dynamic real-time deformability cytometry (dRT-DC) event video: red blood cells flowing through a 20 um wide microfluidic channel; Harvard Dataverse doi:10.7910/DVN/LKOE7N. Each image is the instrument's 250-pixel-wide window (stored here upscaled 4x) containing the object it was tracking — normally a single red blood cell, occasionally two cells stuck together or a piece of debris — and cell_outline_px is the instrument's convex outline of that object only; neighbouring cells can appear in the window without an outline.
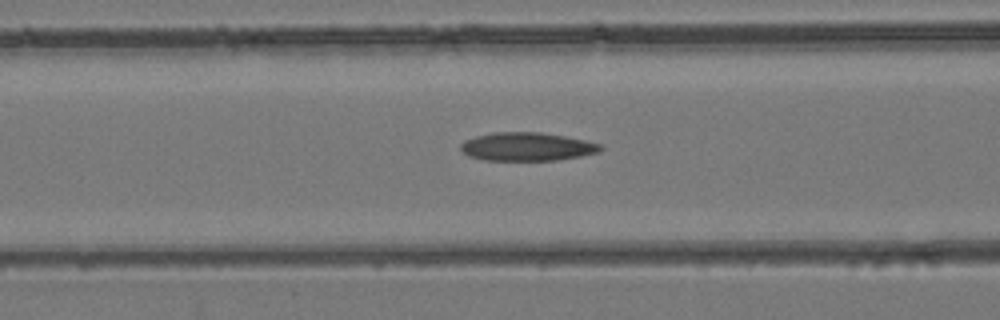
{"species": "common noctule bat (a hibernating species)", "species_latin": "Nyctalus noctula", "temperature_condition": "room temperature", "stored_images_in_passage": 20, "camera_frame_rate_fps": 3000, "um_per_image_px": 0.085, "animal": {"sex": "female", "body_mass_g": 24.6, "forearm_length_mm": 56.2}, "frame": {"image": 1, "passage_image": 10, "time_ms": 3.0, "image_size_px": [1000, 320], "cell_outline_px": [[604, 148], [600, 152], [580, 156], [556, 160], [484, 160], [468, 156], [460, 148], [460, 144], [464, 140], [476, 136], [492, 132], [540, 132], [564, 136], [584, 140], [600, 144]], "centroid_in_image_um": [44.78, 12.46], "position_along_channel_um": 121.8, "area_um2": 23.12}}
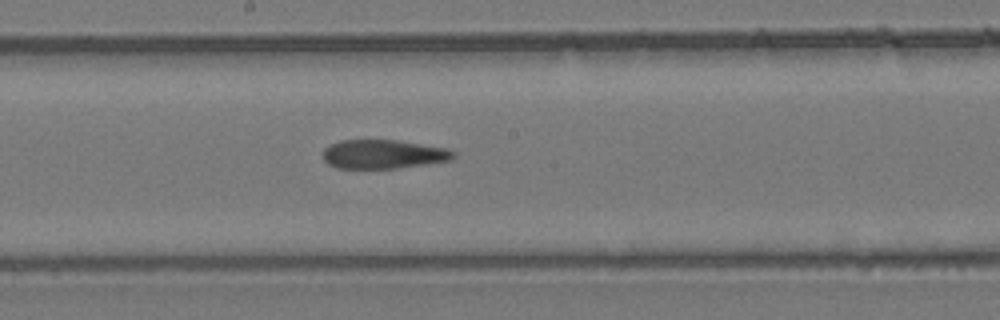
{"frame": {"image": 2, "passage_image": 16, "time_ms": 5.0, "image_size_px": [1000, 320], "cell_outline_px": [[456, 156], [452, 160], [396, 168], [336, 168], [328, 164], [320, 156], [324, 148], [340, 140], [400, 140], [444, 148], [456, 152]], "centroid_in_image_um": [32.55, 13.1], "position_along_channel_um": 215.7, "area_um2": 22.08}}
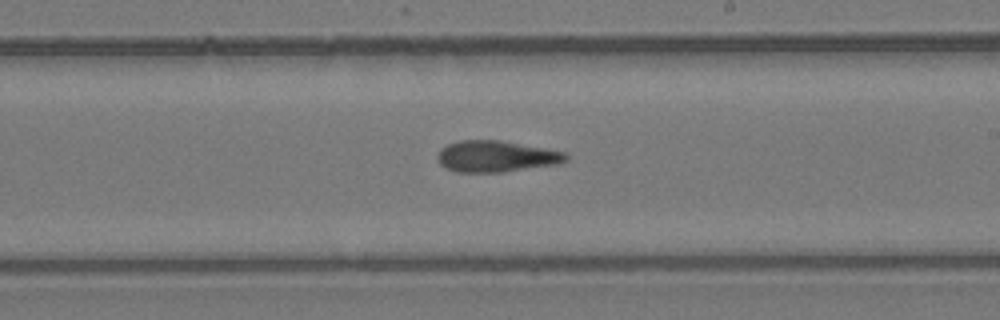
{"frame": {"image": 3, "passage_image": 18, "time_ms": 5.667, "image_size_px": [1000, 320], "cell_outline_px": [[568, 160], [556, 164], [504, 172], [456, 172], [444, 168], [440, 164], [436, 156], [440, 148], [456, 140], [500, 140], [564, 152], [568, 156]], "centroid_in_image_um": [42.11, 13.29], "position_along_channel_um": 246.9, "area_um2": 23.47}}